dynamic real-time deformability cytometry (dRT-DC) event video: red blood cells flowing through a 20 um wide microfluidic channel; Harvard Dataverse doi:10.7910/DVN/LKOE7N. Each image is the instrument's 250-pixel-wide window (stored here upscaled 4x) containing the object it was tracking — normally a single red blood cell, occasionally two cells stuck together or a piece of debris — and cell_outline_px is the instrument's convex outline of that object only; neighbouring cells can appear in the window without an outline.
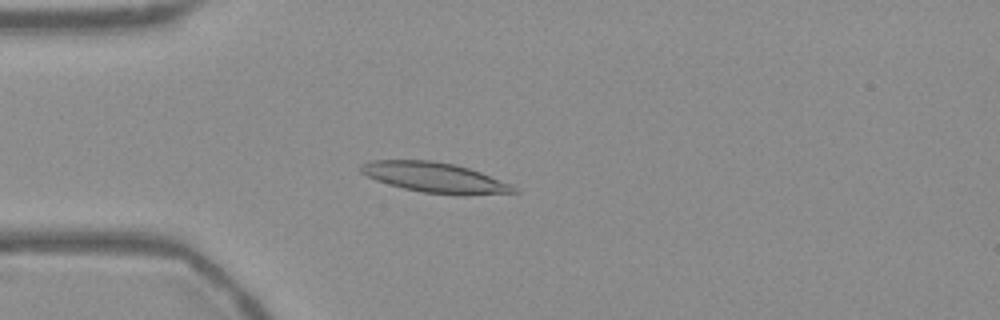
{"species": "Egyptian fruit bat (a non-hibernating species)", "species_latin": "Rousettus aegyptiacus", "temperature_condition": "warm", "stored_images_in_passage": 54, "camera_frame_rate_fps": 3000, "um_per_image_px": 0.085, "frame": {"image": 1, "passage_image": 14, "time_ms": 4.333, "image_size_px": [1000, 320], "cell_outline_px": [[520, 192], [464, 196], [460, 196], [424, 192], [404, 188], [388, 184], [376, 180], [360, 172], [360, 164], [368, 160], [432, 160], [456, 164], [480, 172], [512, 184]], "centroid_in_image_um": [36.98, 15.09], "position_along_channel_um": 48.0, "area_um2": 27.11}}
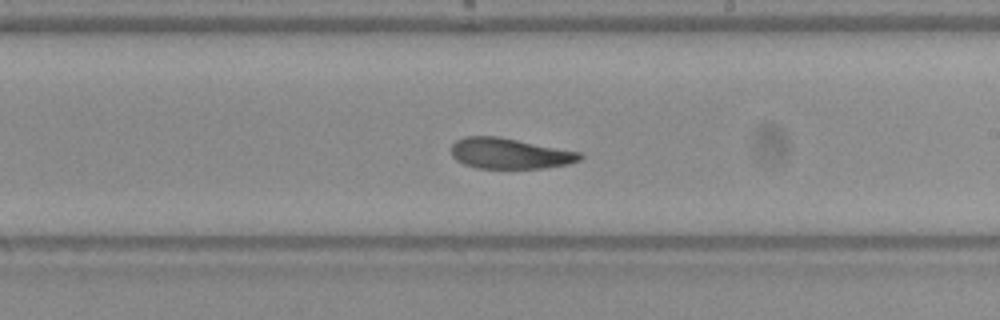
{"frame": {"image": 2, "passage_image": 31, "time_ms": 10.0, "image_size_px": [1000, 320], "cell_outline_px": [[584, 156], [580, 160], [568, 164], [544, 168], [476, 168], [464, 164], [456, 160], [452, 156], [452, 144], [456, 140], [464, 136], [500, 136], [580, 152]], "centroid_in_image_um": [43.32, 13.04], "position_along_channel_um": 245.7, "area_um2": 23.12}}
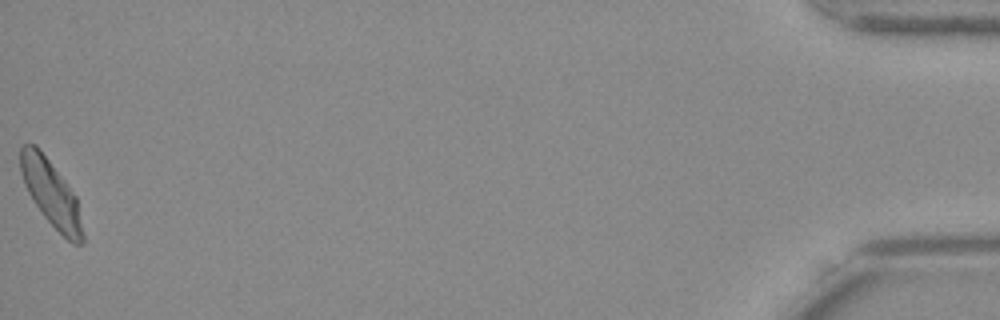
{"frame": {"image": 3, "passage_image": 54, "time_ms": 17.667, "image_size_px": [1000, 320], "cell_outline_px": [[84, 240], [80, 244], [72, 244], [44, 216], [28, 192], [24, 184], [20, 172], [20, 148], [24, 144], [36, 144], [64, 180], [76, 196], [84, 236]], "centroid_in_image_um": [4.33, 16.42], "position_along_channel_um": 430.9, "area_um2": 23.52}, "authors_computed_cell_mechanics": {"area_um2": 24.3916, "velocity_mm_per_s": 3.7207, "shape_relaxation_time_tau1_ms": 4.889, "shape_relaxation_time_tau2_ms": 4.5999, "deformation_change_tau1": 0.1577, "deformation_change_tau2": 0.121}}